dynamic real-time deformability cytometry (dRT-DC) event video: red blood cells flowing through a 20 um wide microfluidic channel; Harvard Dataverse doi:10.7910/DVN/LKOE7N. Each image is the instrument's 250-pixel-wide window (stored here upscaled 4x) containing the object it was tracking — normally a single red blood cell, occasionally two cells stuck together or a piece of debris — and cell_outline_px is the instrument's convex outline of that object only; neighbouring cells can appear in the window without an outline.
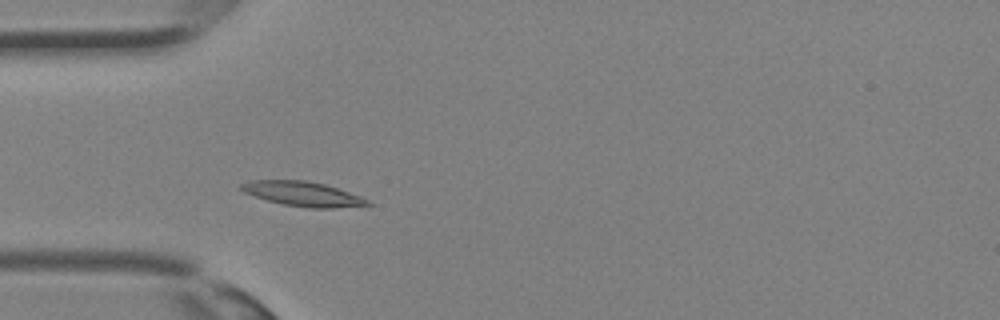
{"species": "Egyptian fruit bat (a non-hibernating species)", "species_latin": "Rousettus aegyptiacus", "temperature_condition": "room temperature", "stored_images_in_passage": 31, "camera_frame_rate_fps": 3000, "um_per_image_px": 0.085, "animal": {"sex": "female"}, "frame": {"image": 1, "passage_image": 6, "time_ms": 1.667, "image_size_px": [1000, 320], "cell_outline_px": [[372, 204], [332, 208], [308, 208], [284, 204], [268, 200], [244, 192], [240, 188], [240, 184], [248, 180], [304, 180], [324, 184], [360, 196], [368, 200]], "centroid_in_image_um": [25.7, 16.47], "position_along_channel_um": 59.3, "area_um2": 17.8}}
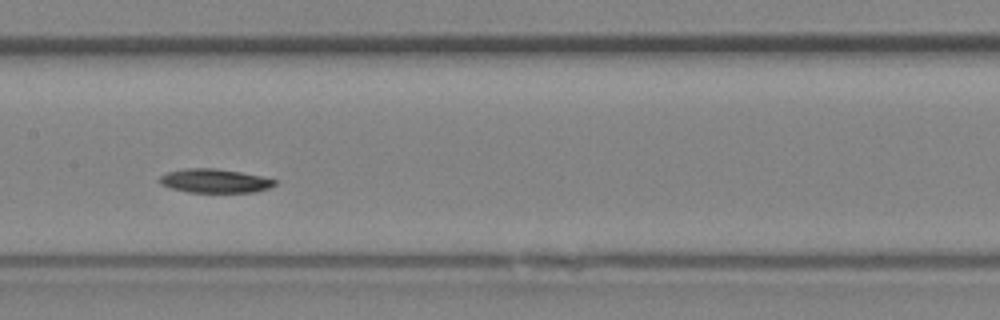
{"frame": {"image": 2, "passage_image": 13, "time_ms": 4.0, "image_size_px": [1000, 320], "cell_outline_px": [[276, 184], [268, 188], [256, 192], [188, 192], [172, 188], [160, 184], [160, 176], [168, 172], [188, 168], [216, 168], [240, 172], [260, 176], [276, 180]], "centroid_in_image_um": [18.26, 15.37], "position_along_channel_um": 189.1, "area_um2": 15.84}}
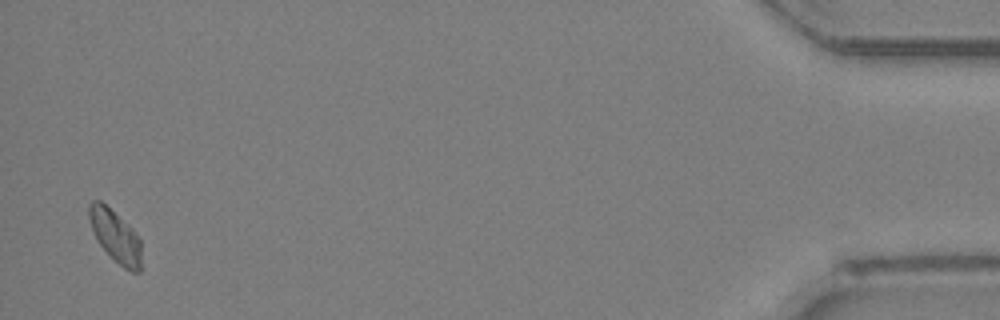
{"frame": {"image": 3, "passage_image": 30, "time_ms": 9.667, "image_size_px": [1000, 320], "cell_outline_px": [[140, 272], [132, 272], [124, 268], [96, 240], [92, 232], [88, 216], [88, 204], [92, 200], [100, 200], [132, 228], [140, 240]], "centroid_in_image_um": [9.77, 20.03], "position_along_channel_um": 425.4, "area_um2": 15.61}}